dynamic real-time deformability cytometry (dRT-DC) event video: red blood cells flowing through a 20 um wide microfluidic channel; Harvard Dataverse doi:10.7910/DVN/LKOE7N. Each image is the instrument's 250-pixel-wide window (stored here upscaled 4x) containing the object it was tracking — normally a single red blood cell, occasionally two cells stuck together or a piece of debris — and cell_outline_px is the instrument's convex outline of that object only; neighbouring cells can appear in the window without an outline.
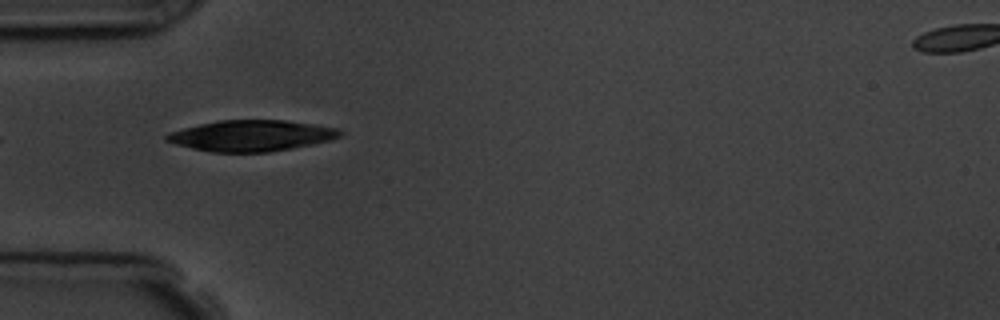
{"species": "common noctule bat (a hibernating species)", "species_latin": "Nyctalus noctula", "temperature_condition": "room temperature", "stored_images_in_passage": 6, "camera_frame_rate_fps": 3000, "um_per_image_px": 0.085, "animal": {"sex": "male", "body_mass_g": 19.5, "forearm_length_mm": 54.6}, "frame": {"image": 1, "passage_image": 4, "time_ms": 4.0, "image_size_px": [1000, 320], "cell_outline_px": [[344, 132], [340, 136], [332, 140], [312, 144], [268, 152], [212, 152], [192, 148], [176, 144], [164, 140], [164, 136], [168, 132], [200, 124], [220, 120], [284, 120], [312, 124], [336, 128]], "centroid_in_image_um": [21.35, 11.53], "position_along_channel_um": 63.7, "area_um2": 31.15}}